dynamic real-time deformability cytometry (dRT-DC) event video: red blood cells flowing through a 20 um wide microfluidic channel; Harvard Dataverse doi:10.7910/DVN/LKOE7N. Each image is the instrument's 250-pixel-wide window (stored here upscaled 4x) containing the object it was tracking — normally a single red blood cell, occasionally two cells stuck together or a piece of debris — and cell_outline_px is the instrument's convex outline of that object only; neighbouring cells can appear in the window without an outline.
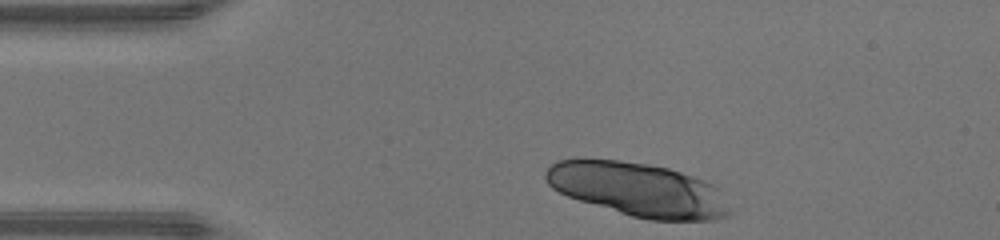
{"species": "human", "species_latin": "Homo sapiens", "temperature_condition": "warm", "stored_images_in_passage": 31, "camera_frame_rate_fps": 3000, "um_per_image_px": 0.085, "donor": {"sex": "male"}, "frame": {"image": 1, "passage_image": 1, "time_ms": 0.0, "image_size_px": [1000, 240], "cell_outline_px": [[744, 208], [728, 216], [712, 220], [652, 220], [632, 216], [580, 200], [568, 196], [552, 188], [548, 184], [544, 176], [544, 172], [552, 164], [560, 160], [576, 156], [620, 160], [648, 164], [668, 168], [704, 180], [720, 188]], "centroid_in_image_um": [54.4, 16.11], "position_along_channel_um": 30.6, "area_um2": 59.48}}